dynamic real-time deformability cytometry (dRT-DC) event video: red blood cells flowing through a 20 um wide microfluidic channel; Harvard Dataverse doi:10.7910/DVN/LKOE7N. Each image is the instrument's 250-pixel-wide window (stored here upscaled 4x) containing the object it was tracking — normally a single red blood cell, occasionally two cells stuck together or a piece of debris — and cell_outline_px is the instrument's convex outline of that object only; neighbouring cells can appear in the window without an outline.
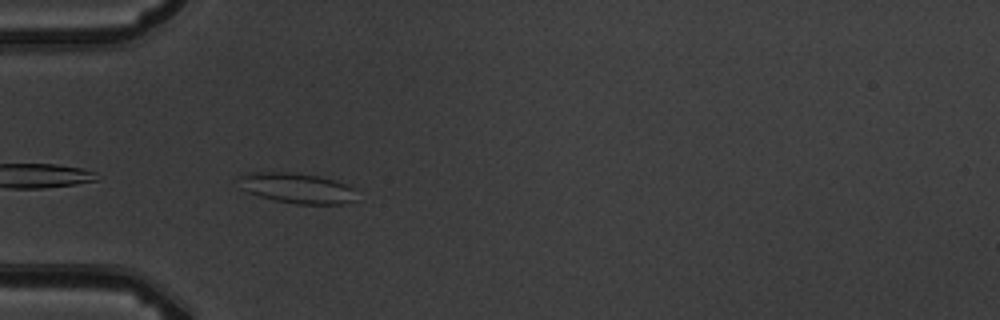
{"species": "common noctule bat (a hibernating species)", "species_latin": "Nyctalus noctula", "temperature_condition": "warm", "stored_images_in_passage": 9, "camera_frame_rate_fps": 3000, "um_per_image_px": 0.085, "animal": {"sex": "male", "body_mass_g": 19.5, "forearm_length_mm": 54.6}, "frame": {"image": 1, "passage_image": 6, "time_ms": 5.667, "image_size_px": [1000, 320], "cell_outline_px": [[356, 200], [344, 204], [296, 204], [276, 200], [260, 196], [248, 192], [240, 188], [236, 176], [248, 172], [292, 172], [320, 176], [344, 184], [352, 188]], "centroid_in_image_um": [25.17, 15.98], "position_along_channel_um": 59.8, "area_um2": 20.87}}
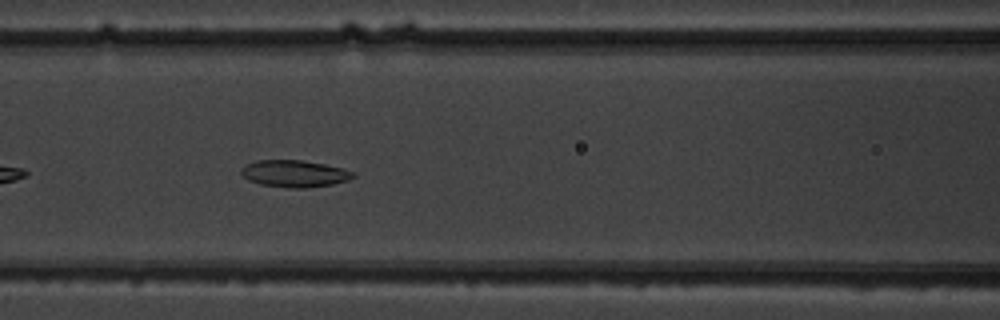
{"frame": {"image": 2, "passage_image": 8, "time_ms": 8.0, "image_size_px": [1000, 320], "cell_outline_px": [[356, 176], [348, 180], [332, 184], [308, 188], [288, 188], [260, 184], [248, 180], [240, 172], [240, 168], [256, 160], [300, 160], [324, 164], [344, 168], [356, 172]], "centroid_in_image_um": [25.06, 14.76], "position_along_channel_um": 141.5, "area_um2": 17.69}}
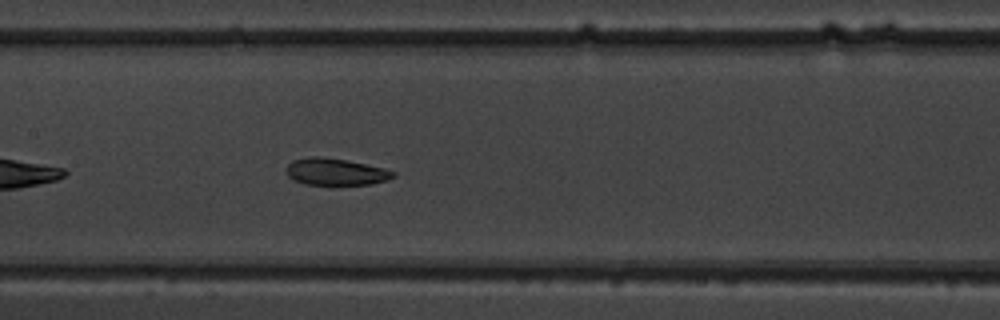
{"frame": {"image": 3, "passage_image": 9, "time_ms": 9.0, "image_size_px": [1000, 320], "cell_outline_px": [[396, 176], [388, 180], [372, 184], [304, 184], [292, 180], [288, 176], [288, 164], [292, 160], [308, 156], [320, 156], [348, 160], [384, 168], [396, 172]], "centroid_in_image_um": [28.54, 14.59], "position_along_channel_um": 178.9, "area_um2": 16.82}}